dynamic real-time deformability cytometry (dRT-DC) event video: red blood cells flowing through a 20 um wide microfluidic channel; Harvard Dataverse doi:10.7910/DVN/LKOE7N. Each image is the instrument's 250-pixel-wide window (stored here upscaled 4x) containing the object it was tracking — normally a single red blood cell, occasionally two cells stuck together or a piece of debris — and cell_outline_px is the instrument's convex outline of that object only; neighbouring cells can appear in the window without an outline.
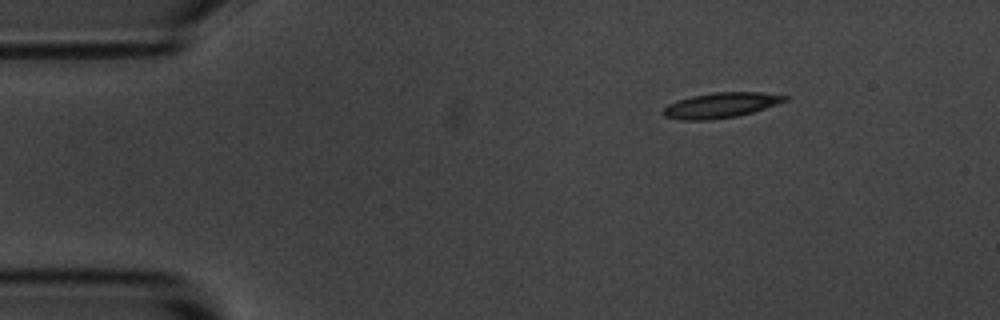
{"species": "common noctule bat (a hibernating species)", "species_latin": "Nyctalus noctula", "temperature_condition": "room temperature", "stored_images_in_passage": 49, "camera_frame_rate_fps": 3000, "um_per_image_px": 0.085, "animal": {"sex": "male", "body_mass_g": 20.1, "forearm_length_mm": 53.5}, "frame": {"image": 1, "passage_image": 1, "time_ms": 0.0, "image_size_px": [1000, 320], "cell_outline_px": [[788, 100], [752, 112], [736, 116], [712, 120], [680, 120], [664, 116], [660, 112], [668, 104], [692, 96], [716, 92], [760, 92], [788, 96]], "centroid_in_image_um": [61.24, 8.95], "position_along_channel_um": 23.8, "area_um2": 17.74}}
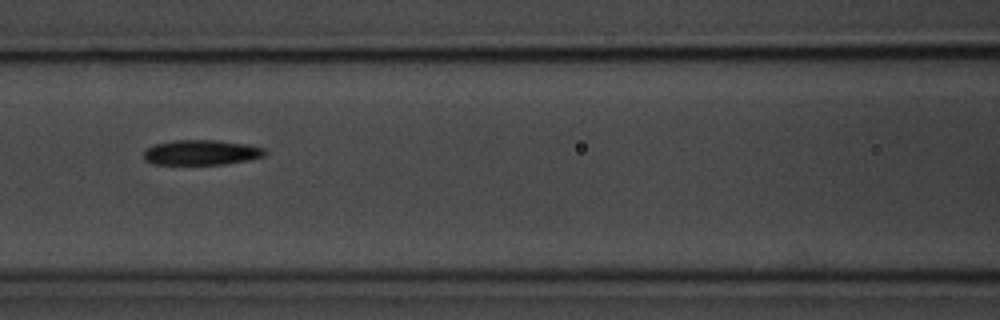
{"frame": {"image": 2, "passage_image": 17, "time_ms": 5.333, "image_size_px": [1000, 320], "cell_outline_px": [[268, 152], [264, 156], [248, 160], [224, 164], [152, 164], [144, 160], [144, 152], [152, 144], [176, 140], [216, 140], [248, 144], [264, 148]], "centroid_in_image_um": [17.12, 12.95], "position_along_channel_um": 149.5, "area_um2": 17.8}}
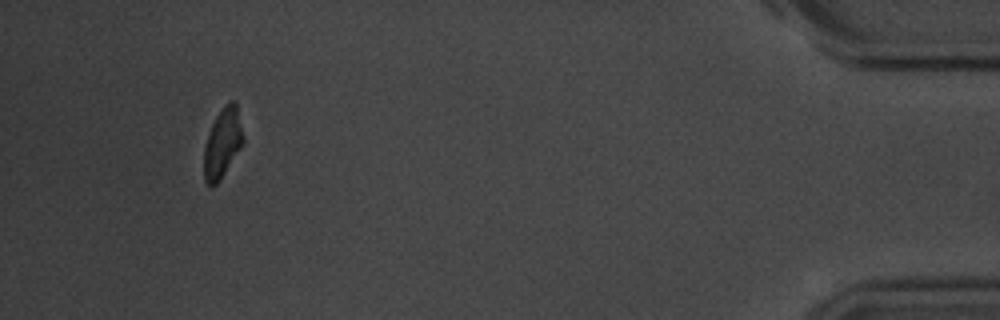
{"frame": {"image": 3, "passage_image": 45, "time_ms": 14.667, "image_size_px": [1000, 320], "cell_outline_px": [[244, 144], [220, 180], [216, 184], [208, 184], [204, 180], [204, 148], [212, 124], [216, 116], [224, 104], [228, 100], [236, 100], [244, 136]], "centroid_in_image_um": [18.95, 12.11], "position_along_channel_um": 416.2, "area_um2": 16.01}, "authors_computed_cell_mechanics": {"area_um2": 17.8024, "velocity_mm_per_s": 3.6095, "shape_relaxation_time_tau1_ms": 2.3475, "shape_relaxation_time_tau2_ms": 8.0856, "deformation_change_tau1": 0.1341, "deformation_change_tau2": 0.1828}}